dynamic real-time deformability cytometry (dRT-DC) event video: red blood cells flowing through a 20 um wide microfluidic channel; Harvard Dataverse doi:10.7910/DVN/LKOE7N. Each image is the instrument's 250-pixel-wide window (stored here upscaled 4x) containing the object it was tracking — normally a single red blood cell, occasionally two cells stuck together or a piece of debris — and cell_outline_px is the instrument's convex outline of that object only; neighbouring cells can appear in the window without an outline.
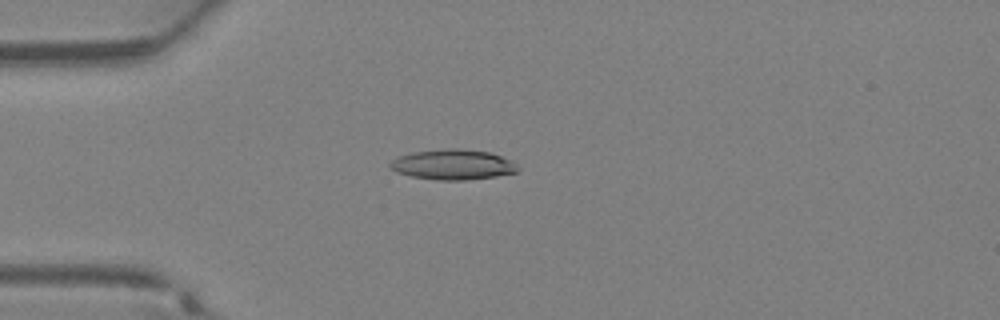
{"species": "Egyptian fruit bat (a non-hibernating species)", "species_latin": "Rousettus aegyptiacus", "temperature_condition": "warm", "stored_images_in_passage": 37, "camera_frame_rate_fps": 3000, "um_per_image_px": 0.085, "animal": {"sex": "female"}, "frame": {"image": 1, "passage_image": 10, "time_ms": 3.0, "image_size_px": [1000, 320], "cell_outline_px": [[520, 168], [516, 172], [496, 176], [464, 180], [436, 180], [412, 176], [396, 172], [388, 168], [388, 164], [392, 160], [400, 156], [412, 152], [444, 148], [456, 148], [488, 152], [500, 156], [516, 164]], "centroid_in_image_um": [38.45, 13.99], "position_along_channel_um": 46.6, "area_um2": 22.43}}
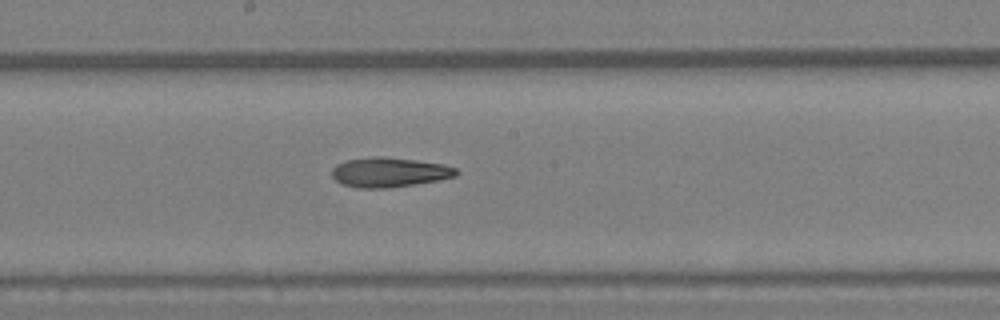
{"frame": {"image": 2, "passage_image": 20, "time_ms": 6.333, "image_size_px": [1000, 320], "cell_outline_px": [[460, 172], [456, 176], [436, 180], [388, 188], [360, 188], [344, 184], [336, 180], [332, 176], [332, 168], [336, 164], [344, 160], [376, 156], [384, 156], [416, 160], [444, 164], [456, 168]], "centroid_in_image_um": [33.08, 14.62], "position_along_channel_um": 215.1, "area_um2": 21.44}}
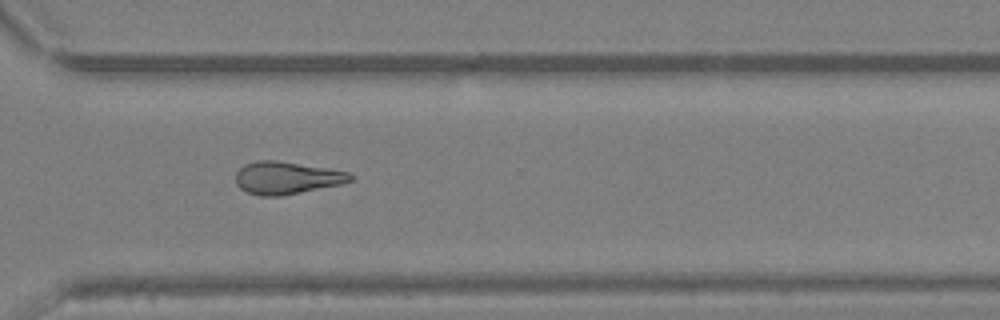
{"frame": {"image": 3, "passage_image": 27, "time_ms": 8.667, "image_size_px": [1000, 320], "cell_outline_px": [[352, 180], [340, 184], [280, 196], [260, 196], [248, 192], [240, 188], [236, 184], [236, 172], [244, 164], [256, 160], [276, 160], [348, 172], [352, 176]], "centroid_in_image_um": [24.3, 15.11], "position_along_channel_um": 346.3, "area_um2": 21.39}}